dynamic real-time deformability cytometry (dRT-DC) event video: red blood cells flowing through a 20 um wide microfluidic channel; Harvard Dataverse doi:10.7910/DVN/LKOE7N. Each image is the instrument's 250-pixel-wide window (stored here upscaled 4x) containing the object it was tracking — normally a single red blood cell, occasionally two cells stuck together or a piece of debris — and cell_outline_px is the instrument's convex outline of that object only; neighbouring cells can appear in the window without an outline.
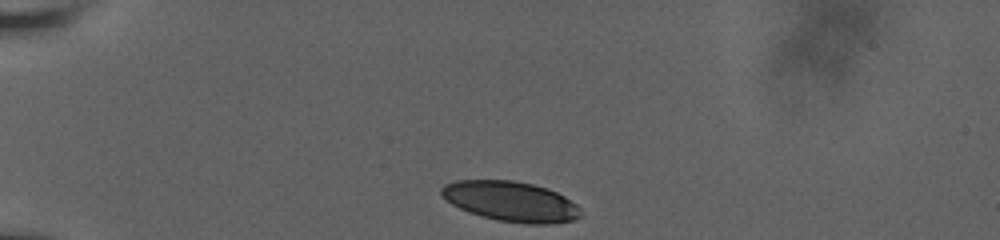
{"species": "human", "species_latin": "Homo sapiens", "temperature_condition": "room temperature", "stored_images_in_passage": 30, "camera_frame_rate_fps": 3000, "um_per_image_px": 0.085, "donor": {"sex": "male"}, "frame": {"image": 1, "passage_image": 1, "time_ms": 0.0, "image_size_px": [1000, 240], "cell_outline_px": [[580, 216], [572, 220], [552, 224], [524, 224], [496, 220], [480, 216], [468, 212], [452, 204], [440, 196], [440, 188], [444, 184], [456, 180], [512, 180], [532, 184], [548, 188], [564, 196], [576, 204], [580, 208]], "centroid_in_image_um": [43.39, 17.12], "position_along_channel_um": 41.6, "area_um2": 32.77}}
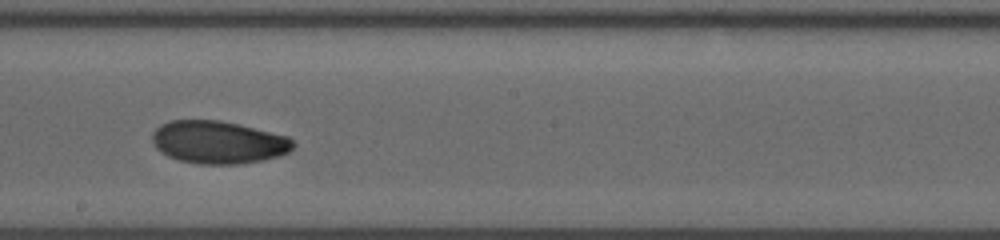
{"frame": {"image": 2, "passage_image": 18, "time_ms": 6.667, "image_size_px": [1000, 240], "cell_outline_px": [[296, 144], [288, 152], [280, 156], [264, 160], [240, 164], [200, 164], [180, 160], [168, 156], [160, 152], [156, 148], [152, 140], [152, 132], [160, 124], [168, 120], [220, 120], [288, 136]], "centroid_in_image_um": [18.54, 12.09], "position_along_channel_um": 229.7, "area_um2": 35.2}}
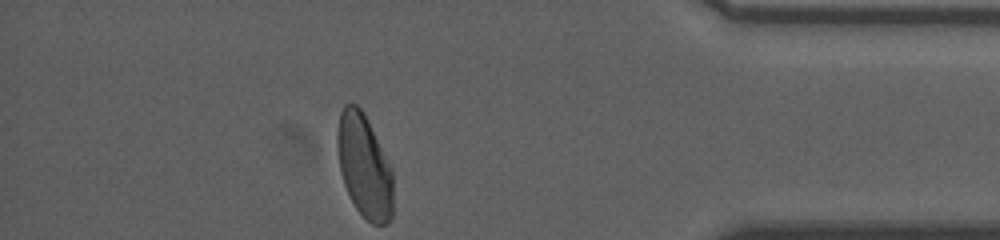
{"frame": {"image": 3, "passage_image": 30, "time_ms": 12.333, "image_size_px": [1000, 240], "cell_outline_px": [[392, 216], [388, 224], [372, 224], [356, 208], [344, 184], [340, 172], [336, 148], [336, 132], [340, 112], [344, 104], [356, 104], [364, 112], [392, 168]], "centroid_in_image_um": [30.94, 14.09], "position_along_channel_um": 404.3, "area_um2": 33.76}, "authors_computed_cell_mechanics": {"area_um2": 34.5933, "velocity_mm_per_s": 3.629, "shape_relaxation_time_tau1_ms": 7.6415, "shape_relaxation_time_tau2_ms": 4.6489, "deformation_change_tau1": 0.1783, "deformation_change_tau2": 0.0798}}